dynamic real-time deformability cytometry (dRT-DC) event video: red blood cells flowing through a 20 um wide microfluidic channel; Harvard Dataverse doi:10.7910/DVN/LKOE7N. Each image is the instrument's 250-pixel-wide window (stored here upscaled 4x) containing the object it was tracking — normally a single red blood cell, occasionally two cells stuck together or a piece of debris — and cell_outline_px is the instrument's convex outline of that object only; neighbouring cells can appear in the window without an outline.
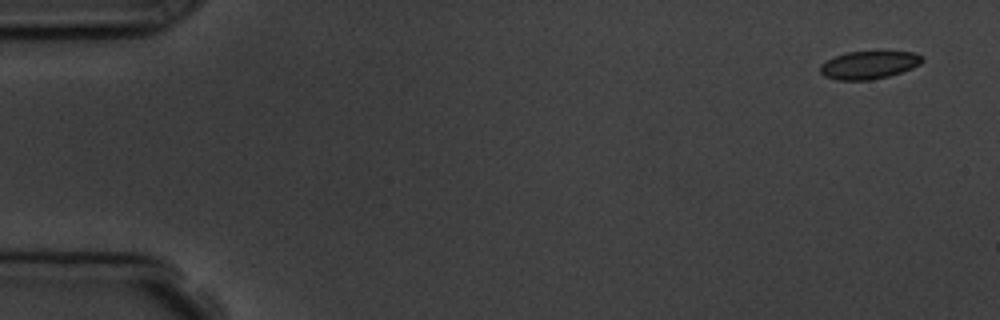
{"species": "common noctule bat (a hibernating species)", "species_latin": "Nyctalus noctula", "temperature_condition": "room temperature", "stored_images_in_passage": 4, "camera_frame_rate_fps": 3000, "um_per_image_px": 0.085, "animal": {"sex": "male", "body_mass_g": 19.5, "forearm_length_mm": 54.6}, "frame": {"image": 1, "passage_image": 1, "time_ms": 0.0, "image_size_px": [1000, 320], "cell_outline_px": [[924, 60], [920, 64], [912, 68], [888, 76], [868, 80], [836, 80], [824, 76], [820, 72], [820, 64], [836, 56], [848, 52], [916, 52], [924, 56]], "centroid_in_image_um": [73.87, 5.52], "position_along_channel_um": 11.1, "area_um2": 16.47}}
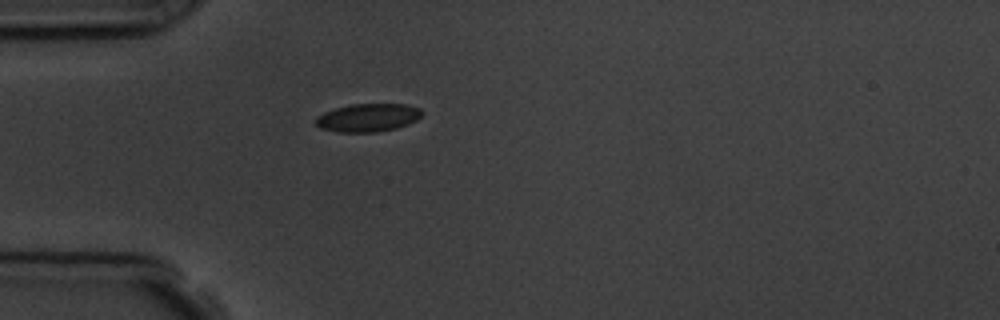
{"frame": {"image": 2, "passage_image": 4, "time_ms": 4.333, "image_size_px": [1000, 320], "cell_outline_px": [[424, 112], [416, 120], [408, 124], [396, 128], [376, 132], [336, 132], [320, 128], [316, 124], [316, 116], [324, 112], [336, 108], [352, 104], [404, 104], [420, 108]], "centroid_in_image_um": [31.27, 10.0], "position_along_channel_um": 53.7, "area_um2": 17.4}}